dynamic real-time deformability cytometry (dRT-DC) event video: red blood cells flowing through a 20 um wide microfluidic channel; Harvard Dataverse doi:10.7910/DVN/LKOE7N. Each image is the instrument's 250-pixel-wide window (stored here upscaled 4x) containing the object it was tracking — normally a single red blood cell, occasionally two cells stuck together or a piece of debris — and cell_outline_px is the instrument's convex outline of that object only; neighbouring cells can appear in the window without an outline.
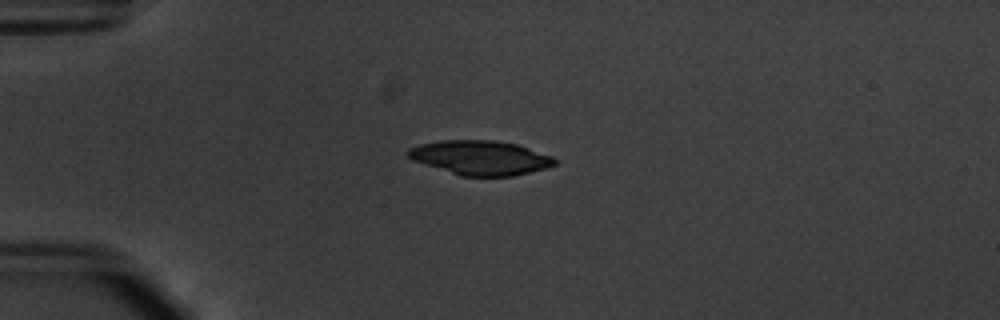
{"species": "common noctule bat (a hibernating species)", "species_latin": "Nyctalus noctula", "temperature_condition": "warm", "stored_images_in_passage": 42, "camera_frame_rate_fps": 3000, "um_per_image_px": 0.085, "animal": {"sex": "male", "body_mass_g": 20.1, "forearm_length_mm": 53.5}, "frame": {"image": 1, "passage_image": 3, "time_ms": 0.667, "image_size_px": [1000, 320], "cell_outline_px": [[556, 164], [548, 168], [512, 176], [460, 176], [412, 160], [408, 156], [408, 148], [420, 144], [440, 140], [492, 140], [516, 144], [552, 156], [556, 160]], "centroid_in_image_um": [40.83, 13.41], "position_along_channel_um": 44.2, "area_um2": 29.3}}
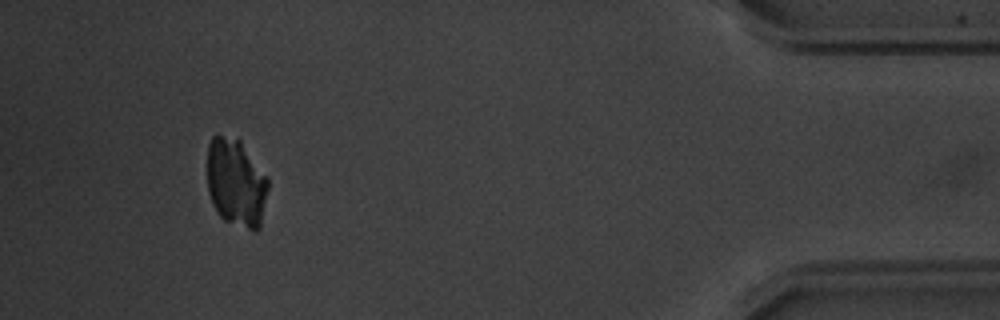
{"frame": {"image": 2, "passage_image": 39, "time_ms": 12.667, "image_size_px": [1000, 320], "cell_outline_px": [[268, 188], [260, 228], [256, 232], [224, 220], [220, 216], [212, 204], [208, 192], [208, 144], [212, 136], [220, 136], [240, 140], [268, 180]], "centroid_in_image_um": [20.06, 15.58], "position_along_channel_um": 415.1, "area_um2": 30.87}}